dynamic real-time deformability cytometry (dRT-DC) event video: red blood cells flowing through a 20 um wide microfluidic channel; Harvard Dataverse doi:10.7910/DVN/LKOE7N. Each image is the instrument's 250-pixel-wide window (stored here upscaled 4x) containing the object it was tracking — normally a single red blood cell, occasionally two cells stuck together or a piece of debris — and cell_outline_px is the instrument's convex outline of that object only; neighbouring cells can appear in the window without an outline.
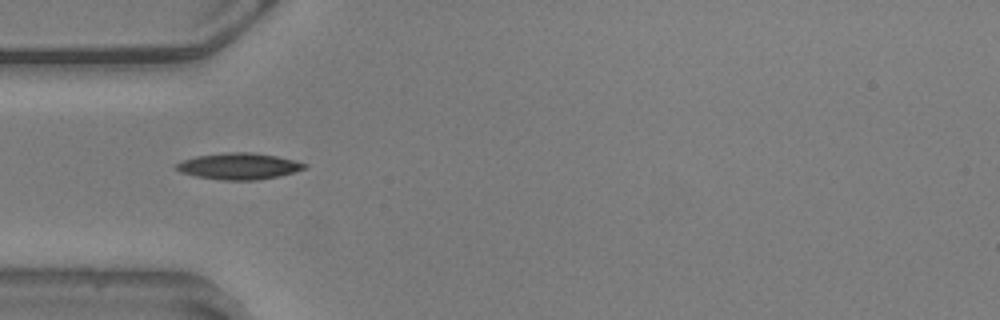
{"species": "common noctule bat (a hibernating species)", "species_latin": "Nyctalus noctula", "temperature_condition": "warm", "stored_images_in_passage": 8, "camera_frame_rate_fps": 3000, "um_per_image_px": 0.085, "animal": {"sex": "male", "body_mass_g": 20.5, "forearm_length_mm": 52.5}, "frame": {"image": 1, "passage_image": 1, "time_ms": 0.0, "image_size_px": [1000, 320], "cell_outline_px": [[308, 168], [280, 176], [256, 180], [220, 180], [196, 176], [180, 172], [176, 168], [176, 164], [184, 160], [196, 156], [224, 152], [252, 152], [276, 156], [308, 164]], "centroid_in_image_um": [20.33, 14.13], "position_along_channel_um": 64.7, "area_um2": 19.71}}